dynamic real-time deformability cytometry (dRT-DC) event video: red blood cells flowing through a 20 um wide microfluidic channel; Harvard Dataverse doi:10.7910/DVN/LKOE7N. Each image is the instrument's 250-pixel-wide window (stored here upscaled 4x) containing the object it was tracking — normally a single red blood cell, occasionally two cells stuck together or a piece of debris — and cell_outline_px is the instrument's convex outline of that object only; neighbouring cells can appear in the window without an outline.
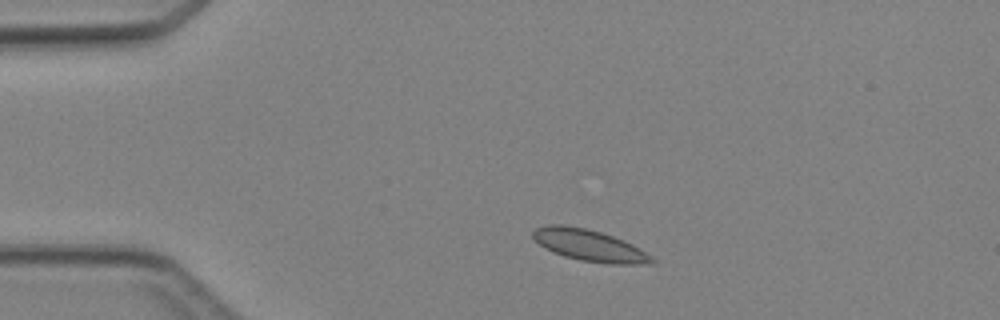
{"species": "Egyptian fruit bat (a non-hibernating species)", "species_latin": "Rousettus aegyptiacus", "temperature_condition": "cold", "stored_images_in_passage": 2, "camera_frame_rate_fps": 3000, "um_per_image_px": 0.085, "animal": {"sex": "female"}, "frame": {"image": 1, "passage_image": 1, "time_ms": 0.0, "image_size_px": [1000, 320], "cell_outline_px": [[656, 260], [652, 264], [608, 264], [580, 260], [564, 256], [552, 252], [544, 248], [532, 236], [532, 232], [536, 228], [548, 224], [564, 224], [584, 228], [600, 232], [624, 240], [640, 248], [652, 256]], "centroid_in_image_um": [50.11, 20.86], "position_along_channel_um": 34.9, "area_um2": 21.96}}